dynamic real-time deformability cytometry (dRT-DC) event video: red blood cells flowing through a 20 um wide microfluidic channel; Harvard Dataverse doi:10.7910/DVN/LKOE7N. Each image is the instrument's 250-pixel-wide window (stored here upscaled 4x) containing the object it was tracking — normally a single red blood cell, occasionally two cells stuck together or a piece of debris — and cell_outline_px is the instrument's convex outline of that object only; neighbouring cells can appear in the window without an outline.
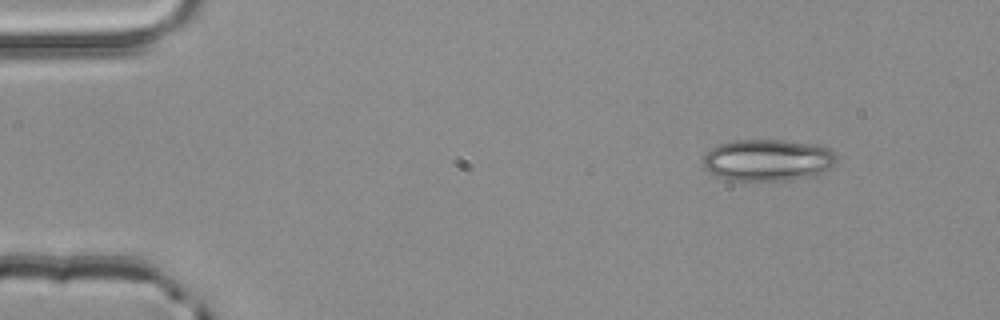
{"species": "common noctule bat (a hibernating species)", "species_latin": "Nyctalus noctula", "temperature_condition": "room temperature", "stored_images_in_passage": 2, "camera_frame_rate_fps": 3000, "um_per_image_px": 0.085, "animal": {"sex": "male", "body_mass_g": 20.4}, "frame": {"image": 1, "passage_image": 1, "time_ms": 0.0, "image_size_px": [1000, 320], "cell_outline_px": [[836, 164], [824, 172], [816, 176], [784, 180], [732, 180], [716, 176], [704, 168], [704, 156], [712, 148], [720, 144], [736, 140], [784, 140], [820, 144], [836, 152]], "centroid_in_image_um": [65.33, 13.6], "position_along_channel_um": 19.7, "area_um2": 32.66}}